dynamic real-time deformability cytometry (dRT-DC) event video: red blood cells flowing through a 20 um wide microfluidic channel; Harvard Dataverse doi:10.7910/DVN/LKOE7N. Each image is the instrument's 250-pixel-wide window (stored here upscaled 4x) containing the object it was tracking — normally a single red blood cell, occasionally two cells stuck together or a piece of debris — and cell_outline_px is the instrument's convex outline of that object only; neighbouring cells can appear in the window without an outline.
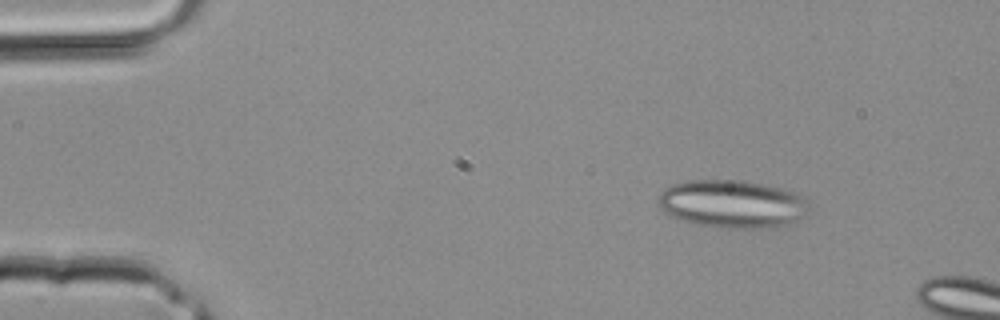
{"species": "common noctule bat (a hibernating species)", "species_latin": "Nyctalus noctula", "temperature_condition": "room temperature", "stored_images_in_passage": 3, "camera_frame_rate_fps": 3000, "um_per_image_px": 0.085, "animal": {"sex": "male", "body_mass_g": 20.4}, "frame": {"image": 1, "passage_image": 1, "time_ms": 0.0, "image_size_px": [1000, 320], "cell_outline_px": [[808, 216], [788, 224], [776, 228], [720, 228], [696, 224], [680, 220], [664, 212], [656, 204], [660, 192], [664, 188], [672, 184], [688, 180], [744, 180], [768, 184], [784, 188], [796, 192], [804, 196], [808, 200]], "centroid_in_image_um": [62.28, 17.33], "position_along_channel_um": 22.7, "area_um2": 43.18}}